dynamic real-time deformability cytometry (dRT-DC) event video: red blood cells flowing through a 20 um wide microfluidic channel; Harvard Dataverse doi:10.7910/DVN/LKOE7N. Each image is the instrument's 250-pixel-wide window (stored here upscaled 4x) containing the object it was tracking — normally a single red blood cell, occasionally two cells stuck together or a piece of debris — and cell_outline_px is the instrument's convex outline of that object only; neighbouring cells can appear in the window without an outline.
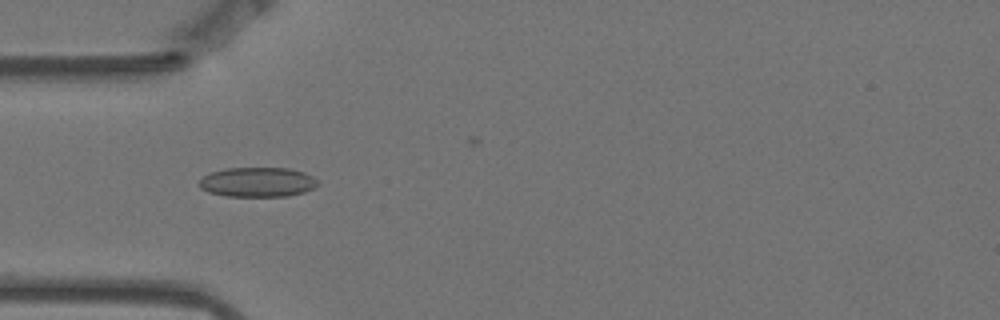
{"species": "Egyptian fruit bat (a non-hibernating species)", "species_latin": "Rousettus aegyptiacus", "temperature_condition": "warm", "stored_images_in_passage": 42, "camera_frame_rate_fps": 3000, "um_per_image_px": 0.085, "animal": {"sex": "female"}, "frame": {"image": 1, "passage_image": 2, "time_ms": 0.333, "image_size_px": [1000, 320], "cell_outline_px": [[316, 184], [312, 188], [304, 192], [288, 196], [224, 196], [208, 192], [200, 188], [196, 184], [204, 176], [212, 172], [224, 168], [288, 168], [304, 172], [312, 176], [316, 180]], "centroid_in_image_um": [21.83, 15.48], "position_along_channel_um": 63.2, "area_um2": 20.46}}
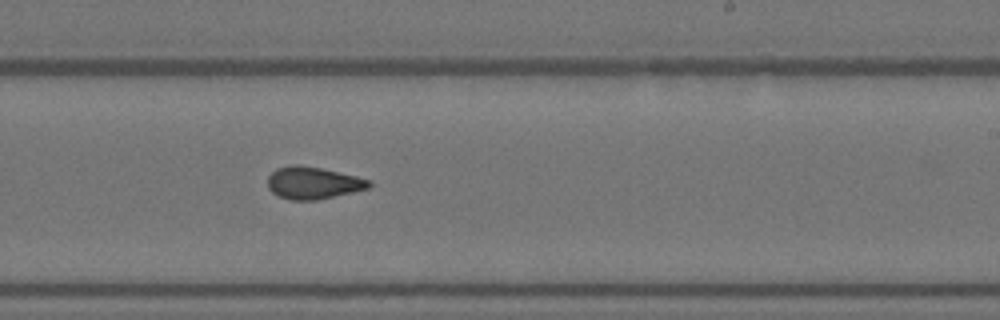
{"frame": {"image": 2, "passage_image": 19, "time_ms": 6.0, "image_size_px": [1000, 320], "cell_outline_px": [[372, 184], [368, 188], [320, 200], [288, 200], [272, 192], [268, 188], [268, 176], [276, 168], [292, 164], [296, 164], [320, 168], [356, 176], [372, 180]], "centroid_in_image_um": [26.6, 15.55], "position_along_channel_um": 262.4, "area_um2": 19.07}}
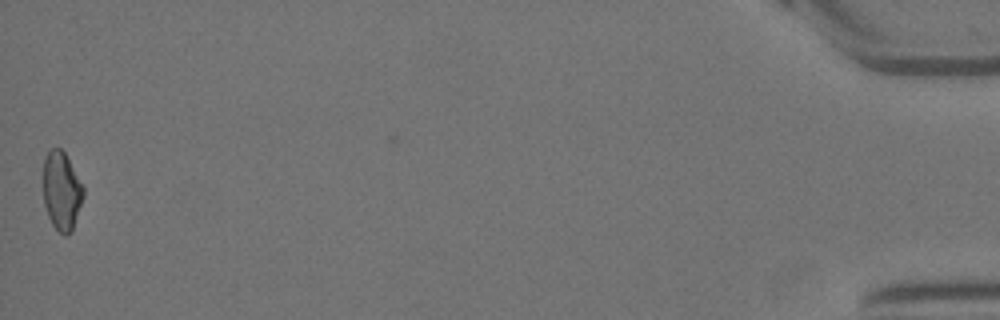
{"frame": {"image": 3, "passage_image": 42, "time_ms": 13.667, "image_size_px": [1000, 320], "cell_outline_px": [[84, 196], [72, 232], [68, 236], [64, 236], [52, 224], [48, 216], [44, 204], [44, 156], [52, 148], [60, 148], [64, 152], [84, 184]], "centroid_in_image_um": [5.26, 16.24], "position_along_channel_um": 429.9, "area_um2": 18.55}, "authors_computed_cell_mechanics": {"area_um2": 18.6405, "velocity_mm_per_s": 3.5104, "shape_relaxation_time_tau1_ms": null, "shape_relaxation_time_tau2_ms": 2.0719, "deformation_change_tau1": null, "deformation_change_tau2": 0.0665}}